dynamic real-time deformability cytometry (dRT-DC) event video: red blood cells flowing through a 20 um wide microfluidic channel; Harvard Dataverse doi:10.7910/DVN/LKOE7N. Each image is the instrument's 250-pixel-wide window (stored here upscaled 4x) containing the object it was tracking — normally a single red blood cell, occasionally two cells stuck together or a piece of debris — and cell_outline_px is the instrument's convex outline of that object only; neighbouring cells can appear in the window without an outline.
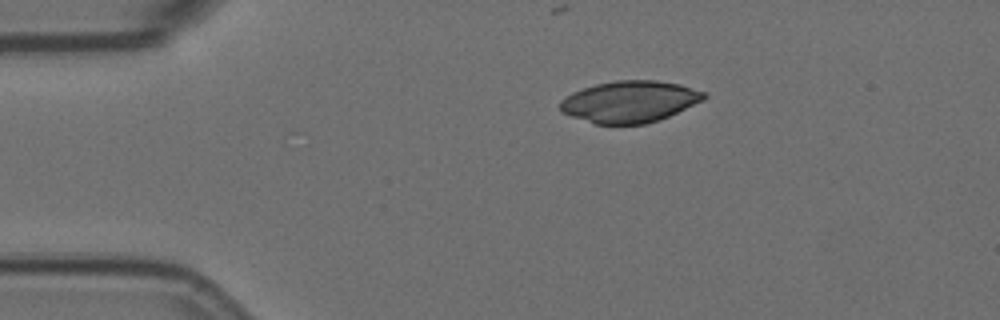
{"species": "Egyptian fruit bat (a non-hibernating species)", "species_latin": "Rousettus aegyptiacus", "temperature_condition": "room temperature", "stored_images_in_passage": 3, "camera_frame_rate_fps": 3000, "um_per_image_px": 0.085, "animal": {"sex": "female"}, "frame": {"image": 1, "passage_image": 1, "time_ms": 0.0, "image_size_px": [1000, 320], "cell_outline_px": [[708, 96], [704, 100], [660, 120], [644, 124], [596, 124], [572, 116], [564, 112], [560, 108], [560, 100], [572, 92], [596, 84], [616, 80], [656, 80], [680, 84], [708, 92]], "centroid_in_image_um": [53.58, 8.63], "position_along_channel_um": 31.4, "area_um2": 34.91}}